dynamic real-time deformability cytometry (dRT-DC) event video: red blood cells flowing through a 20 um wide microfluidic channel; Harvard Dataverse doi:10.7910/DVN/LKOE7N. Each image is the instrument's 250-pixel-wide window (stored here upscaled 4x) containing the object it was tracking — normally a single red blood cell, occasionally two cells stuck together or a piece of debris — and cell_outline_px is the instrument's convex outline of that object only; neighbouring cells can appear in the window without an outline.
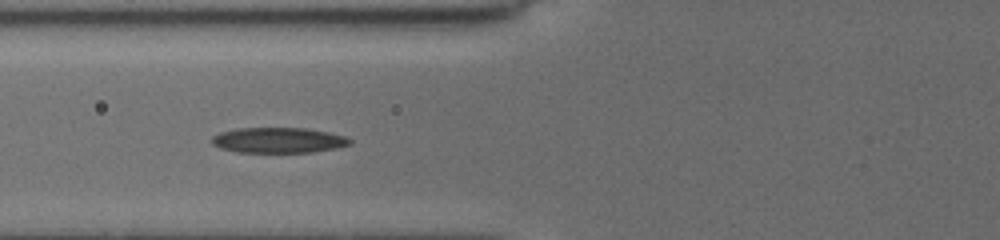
{"species": "common noctule bat (a hibernating species)", "species_latin": "Nyctalus noctula", "temperature_condition": "cold", "stored_images_in_passage": 12, "camera_frame_rate_fps": 3000, "um_per_image_px": 0.085, "animal": {"sex": "female", "body_mass_g": 19.5, "forearm_length_mm": 54.1}, "frame": {"image": 1, "passage_image": 6, "time_ms": 1.667, "image_size_px": [1000, 240], "cell_outline_px": [[352, 144], [336, 148], [312, 152], [236, 152], [220, 148], [212, 144], [212, 136], [220, 132], [236, 128], [304, 128], [328, 132], [348, 136], [352, 140]], "centroid_in_image_um": [23.68, 11.91], "position_along_channel_um": 102.1, "area_um2": 20.58}}
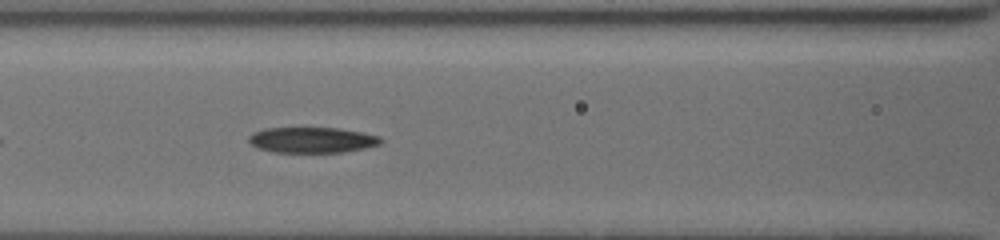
{"frame": {"image": 2, "passage_image": 9, "time_ms": 2.667, "image_size_px": [1000, 240], "cell_outline_px": [[384, 140], [380, 144], [364, 148], [344, 152], [272, 152], [256, 148], [248, 140], [248, 136], [252, 132], [264, 128], [340, 128], [380, 136]], "centroid_in_image_um": [26.5, 11.9], "position_along_channel_um": 140.1, "area_um2": 19.83}}